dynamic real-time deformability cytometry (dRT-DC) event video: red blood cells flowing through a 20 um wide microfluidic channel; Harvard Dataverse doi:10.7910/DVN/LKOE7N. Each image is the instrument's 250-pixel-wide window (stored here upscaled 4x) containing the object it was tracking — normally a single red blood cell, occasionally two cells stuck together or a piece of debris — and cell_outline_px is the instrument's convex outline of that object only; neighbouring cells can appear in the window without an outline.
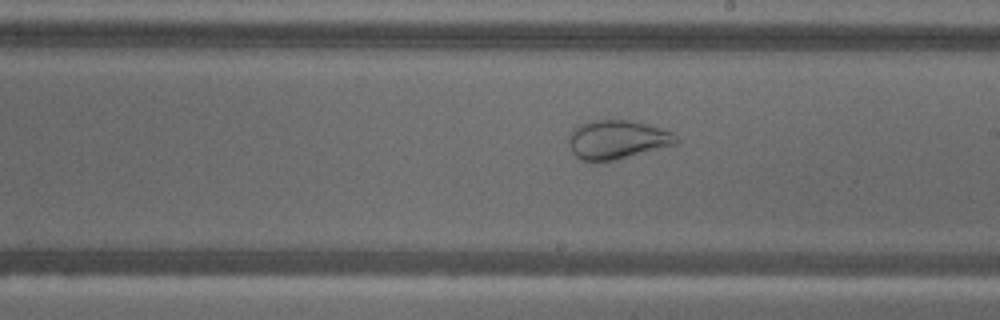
{"species": "common noctule bat (a hibernating species)", "species_latin": "Nyctalus noctula", "temperature_condition": "warm", "stored_images_in_passage": 56, "camera_frame_rate_fps": 3000, "um_per_image_px": 0.085, "animal": {"sex": "male", "body_mass_g": 18.8}, "frame": {"image": 1, "passage_image": 32, "time_ms": 10.333, "image_size_px": [1000, 320], "cell_outline_px": [[680, 140], [676, 144], [616, 160], [584, 160], [576, 156], [572, 152], [568, 144], [568, 136], [572, 128], [588, 120], [628, 120], [648, 124], [672, 132]], "centroid_in_image_um": [52.44, 11.85], "position_along_channel_um": 236.6, "area_um2": 24.33}}